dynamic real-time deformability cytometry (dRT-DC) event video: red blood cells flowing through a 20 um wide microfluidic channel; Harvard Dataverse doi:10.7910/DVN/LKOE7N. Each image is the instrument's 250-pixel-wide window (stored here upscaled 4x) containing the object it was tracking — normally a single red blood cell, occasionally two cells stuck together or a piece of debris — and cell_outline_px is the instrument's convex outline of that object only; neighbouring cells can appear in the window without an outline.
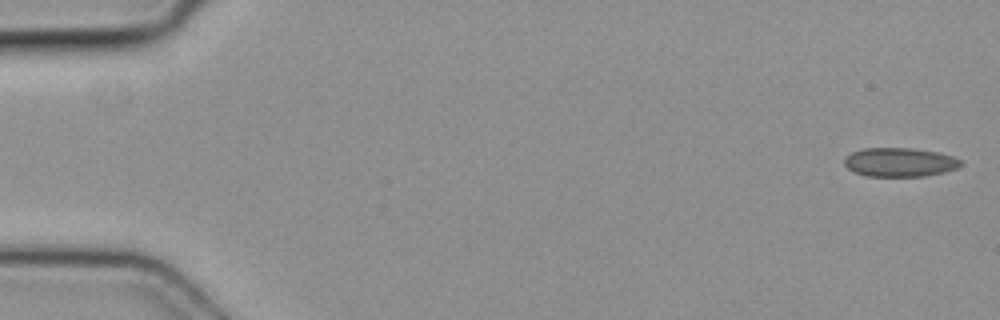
{"species": "common noctule bat (a hibernating species)", "species_latin": "Nyctalus noctula", "temperature_condition": "cold", "stored_images_in_passage": 3, "camera_frame_rate_fps": 3000, "um_per_image_px": 0.085, "animal": {"sex": "female", "body_mass_g": 19.3, "forearm_length_mm": 54.1}, "frame": {"image": 1, "passage_image": 1, "time_ms": 0.0, "image_size_px": [1000, 320], "cell_outline_px": [[964, 164], [956, 168], [944, 172], [924, 176], [868, 176], [856, 172], [848, 168], [844, 164], [844, 156], [852, 152], [864, 148], [912, 148], [940, 152], [952, 156], [960, 160]], "centroid_in_image_um": [76.48, 13.78], "position_along_channel_um": 8.5, "area_um2": 19.65}}